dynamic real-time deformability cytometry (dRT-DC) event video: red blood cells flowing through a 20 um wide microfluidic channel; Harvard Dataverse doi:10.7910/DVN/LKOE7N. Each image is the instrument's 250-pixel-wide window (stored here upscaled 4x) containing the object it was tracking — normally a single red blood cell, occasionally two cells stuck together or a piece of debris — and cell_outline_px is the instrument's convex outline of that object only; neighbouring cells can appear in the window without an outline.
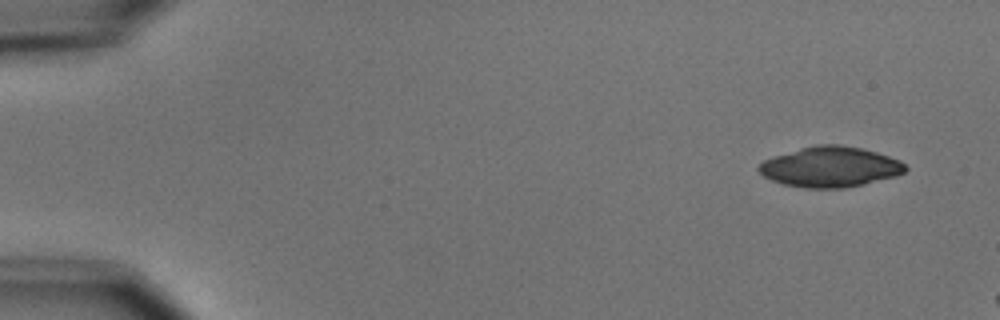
{"species": "common noctule bat (a hibernating species)", "species_latin": "Nyctalus noctula", "temperature_condition": "cold", "stored_images_in_passage": 3, "camera_frame_rate_fps": 3000, "um_per_image_px": 0.085, "animal": {"sex": "male", "body_mass_g": 15.6}, "frame": {"image": 1, "passage_image": 1, "time_ms": 0.0, "image_size_px": [1000, 320], "cell_outline_px": [[908, 168], [904, 172], [896, 176], [864, 184], [844, 188], [804, 188], [784, 184], [772, 180], [764, 176], [756, 168], [764, 160], [772, 156], [800, 148], [816, 144], [840, 144], [860, 148], [876, 152], [900, 160]], "centroid_in_image_um": [70.56, 14.18], "position_along_channel_um": 14.4, "area_um2": 34.51}}